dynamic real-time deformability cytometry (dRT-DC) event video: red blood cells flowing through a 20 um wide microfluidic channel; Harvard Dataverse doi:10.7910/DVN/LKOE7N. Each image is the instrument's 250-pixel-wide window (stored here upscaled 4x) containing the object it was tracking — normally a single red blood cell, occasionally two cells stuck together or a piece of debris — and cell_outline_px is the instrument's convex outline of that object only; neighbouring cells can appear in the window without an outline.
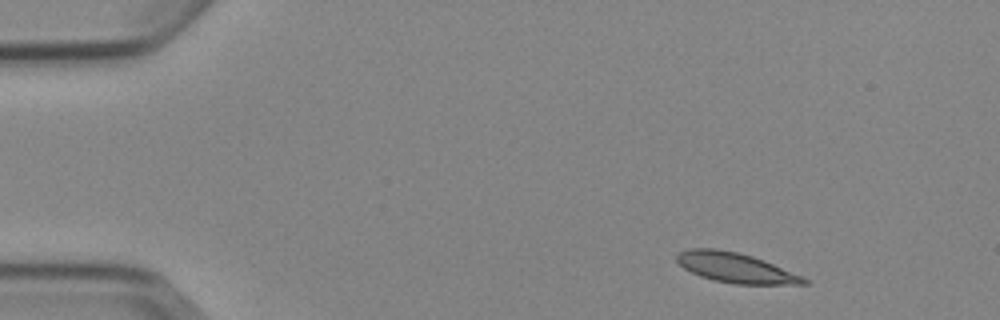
{"species": "Egyptian fruit bat (a non-hibernating species)", "species_latin": "Rousettus aegyptiacus", "temperature_condition": "cold", "stored_images_in_passage": 4, "camera_frame_rate_fps": 3000, "um_per_image_px": 0.085, "animal": {"sex": "female"}, "frame": {"image": 1, "passage_image": 1, "time_ms": 0.0, "image_size_px": [1000, 320], "cell_outline_px": [[812, 280], [808, 284], [736, 284], [712, 280], [700, 276], [684, 268], [676, 260], [676, 256], [680, 252], [688, 248], [716, 248], [736, 252], [752, 256], [764, 260]], "centroid_in_image_um": [62.54, 22.76], "position_along_channel_um": 22.5, "area_um2": 22.14}}
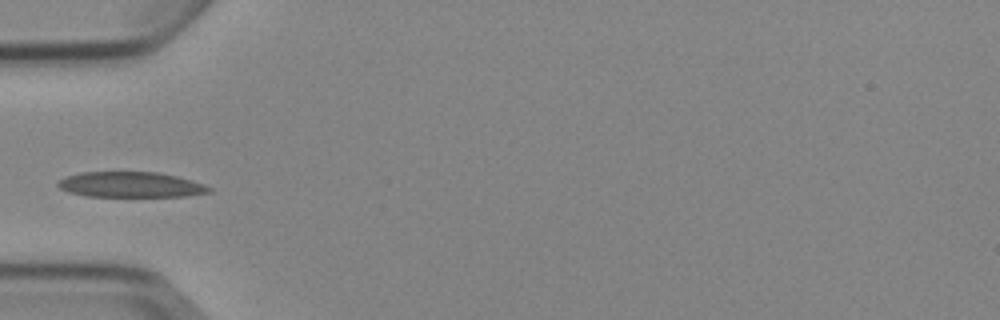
{"frame": {"image": 2, "passage_image": 4, "time_ms": 3.667, "image_size_px": [1000, 320], "cell_outline_px": [[212, 192], [188, 196], [88, 196], [68, 192], [60, 188], [56, 184], [60, 180], [68, 176], [80, 172], [160, 172], [192, 180], [204, 184], [212, 188]], "centroid_in_image_um": [11.15, 15.69], "position_along_channel_um": 73.8, "area_um2": 22.37}}